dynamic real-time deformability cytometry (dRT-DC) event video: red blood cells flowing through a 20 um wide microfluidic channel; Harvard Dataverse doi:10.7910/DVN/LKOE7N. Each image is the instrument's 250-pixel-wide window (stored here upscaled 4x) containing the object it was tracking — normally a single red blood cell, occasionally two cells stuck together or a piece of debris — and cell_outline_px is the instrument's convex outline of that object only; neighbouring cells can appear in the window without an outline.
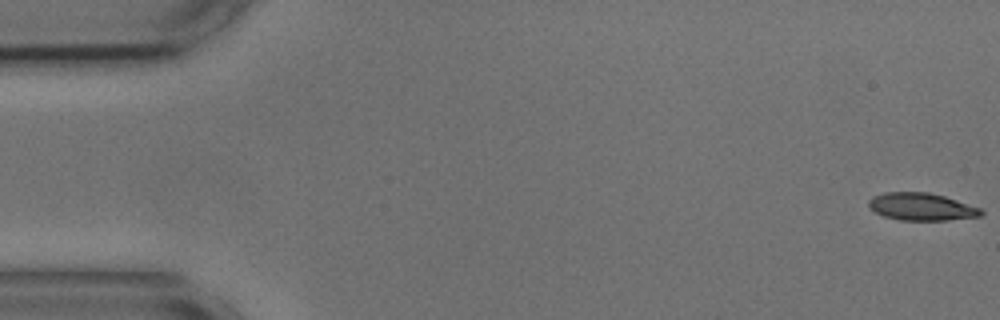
{"species": "common noctule bat (a hibernating species)", "species_latin": "Nyctalus noctula", "temperature_condition": "cold", "stored_images_in_passage": 55, "camera_frame_rate_fps": 3000, "um_per_image_px": 0.085, "animal": {"sex": "male", "body_mass_g": 17.9, "forearm_length_mm": 54.2}, "frame": {"image": 1, "passage_image": 1, "time_ms": 0.0, "image_size_px": [1000, 320], "cell_outline_px": [[984, 212], [980, 216], [948, 220], [900, 220], [884, 216], [868, 208], [868, 200], [872, 196], [884, 192], [928, 192], [944, 196], [980, 208]], "centroid_in_image_um": [78.28, 17.57], "position_along_channel_um": 6.7, "area_um2": 17.98}}
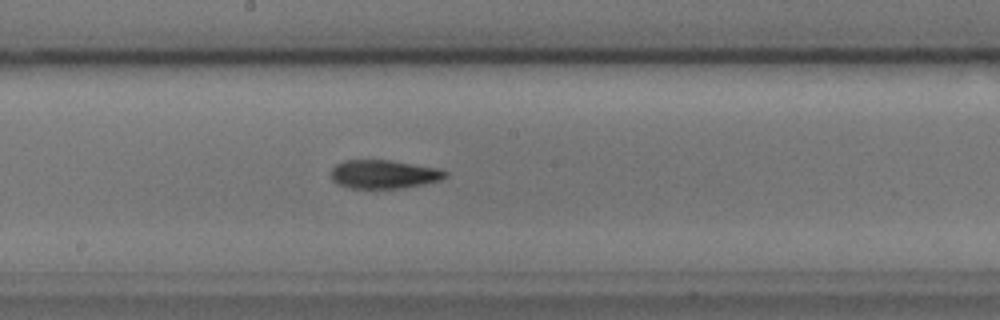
{"frame": {"image": 2, "passage_image": 29, "time_ms": 9.333, "image_size_px": [1000, 320], "cell_outline_px": [[448, 176], [440, 180], [424, 184], [400, 188], [352, 188], [336, 184], [332, 180], [332, 168], [336, 164], [344, 160], [392, 160], [440, 168], [448, 172]], "centroid_in_image_um": [32.65, 14.8], "position_along_channel_um": 215.5, "area_um2": 19.19}}
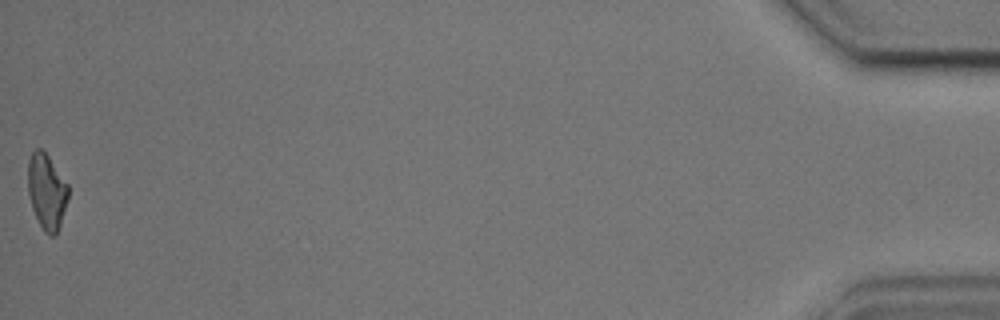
{"frame": {"image": 3, "passage_image": 55, "time_ms": 18.0, "image_size_px": [1000, 320], "cell_outline_px": [[68, 200], [56, 236], [48, 236], [44, 232], [32, 208], [28, 192], [28, 160], [32, 152], [36, 148], [40, 148], [48, 156], [68, 184]], "centroid_in_image_um": [3.97, 16.29], "position_along_channel_um": 431.2, "area_um2": 17.69}, "authors_computed_cell_mechanics": {"area_um2": 18.785, "velocity_mm_per_s": 3.6384, "shape_relaxation_time_tau1_ms": 7.8382, "shape_relaxation_time_tau2_ms": 4.3506, "deformation_change_tau1": 0.1983, "deformation_change_tau2": 0.1254}}